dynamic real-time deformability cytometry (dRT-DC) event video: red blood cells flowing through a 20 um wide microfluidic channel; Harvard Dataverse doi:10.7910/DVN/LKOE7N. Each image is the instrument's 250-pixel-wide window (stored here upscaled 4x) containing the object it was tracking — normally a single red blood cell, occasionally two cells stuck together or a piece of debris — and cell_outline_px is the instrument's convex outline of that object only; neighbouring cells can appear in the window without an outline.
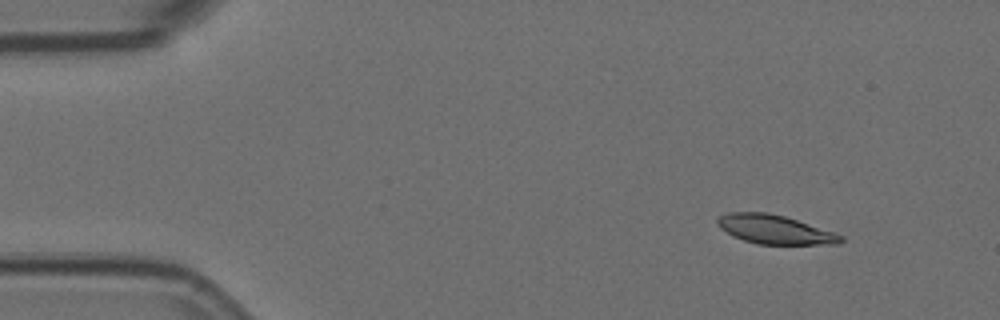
{"species": "Egyptian fruit bat (a non-hibernating species)", "species_latin": "Rousettus aegyptiacus", "temperature_condition": "room temperature", "stored_images_in_passage": 6, "camera_frame_rate_fps": 3000, "um_per_image_px": 0.085, "animal": {"sex": "female"}, "frame": {"image": 1, "passage_image": 2, "time_ms": 0.333, "image_size_px": [1000, 320], "cell_outline_px": [[844, 240], [840, 244], [756, 244], [732, 236], [720, 228], [716, 220], [720, 216], [728, 212], [768, 212], [784, 216], [844, 236]], "centroid_in_image_um": [65.83, 19.51], "position_along_channel_um": 19.2, "area_um2": 20.63}}
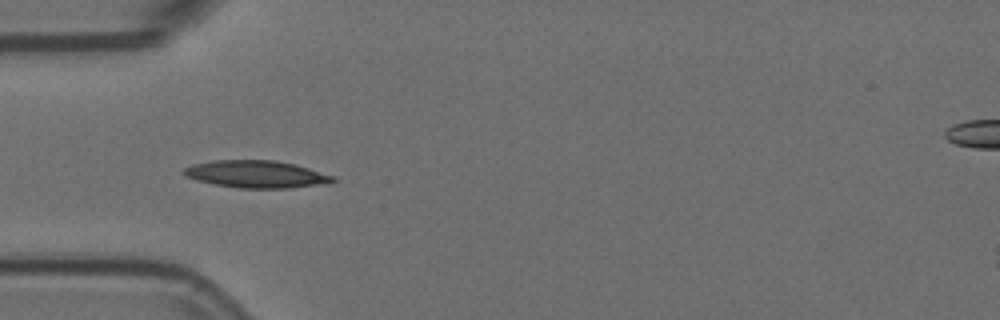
{"frame": {"image": 2, "passage_image": 5, "time_ms": 1.333, "image_size_px": [1000, 320], "cell_outline_px": [[336, 180], [316, 184], [292, 188], [240, 188], [212, 184], [196, 180], [184, 176], [180, 172], [184, 168], [192, 164], [212, 160], [276, 160], [296, 164], [336, 176]], "centroid_in_image_um": [21.72, 14.79], "position_along_channel_um": 63.3, "area_um2": 23.87}}
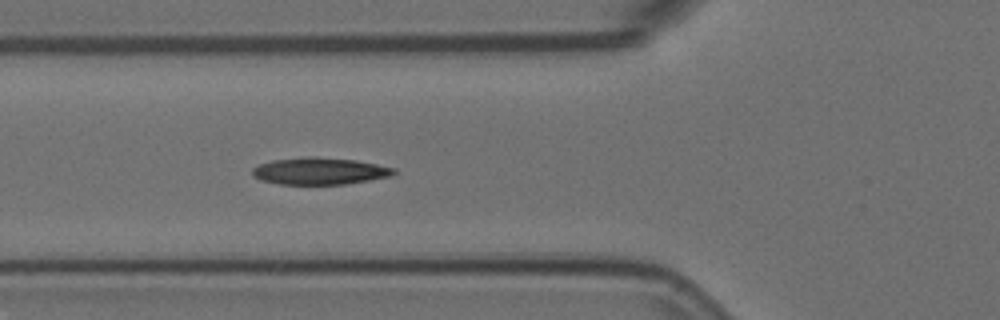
{"frame": {"image": 3, "passage_image": 6, "time_ms": 1.667, "image_size_px": [1000, 320], "cell_outline_px": [[396, 172], [392, 176], [344, 184], [280, 184], [260, 180], [252, 176], [252, 168], [260, 164], [272, 160], [308, 156], [316, 156], [356, 160], [396, 168]], "centroid_in_image_um": [27.16, 14.53], "position_along_channel_um": 98.6, "area_um2": 22.31}}